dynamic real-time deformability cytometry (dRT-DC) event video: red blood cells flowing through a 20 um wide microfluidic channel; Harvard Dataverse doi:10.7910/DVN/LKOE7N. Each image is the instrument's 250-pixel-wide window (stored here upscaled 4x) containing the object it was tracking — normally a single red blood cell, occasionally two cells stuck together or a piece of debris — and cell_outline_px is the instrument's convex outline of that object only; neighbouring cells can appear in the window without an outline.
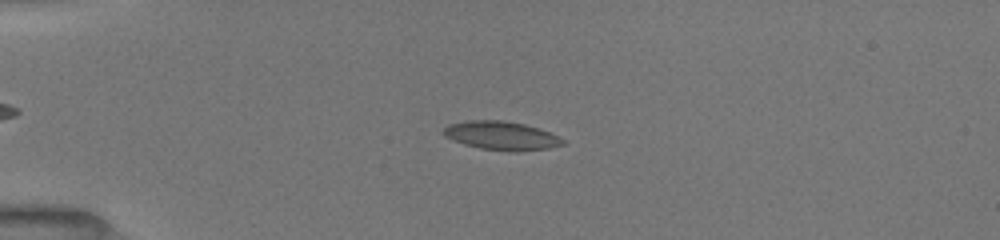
{"species": "common noctule bat (a hibernating species)", "species_latin": "Nyctalus noctula", "temperature_condition": "room temperature", "stored_images_in_passage": 51, "camera_frame_rate_fps": 3000, "um_per_image_px": 0.085, "animal": {"sex": "female", "body_mass_g": 19.5, "forearm_length_mm": 54.1}, "frame": {"image": 1, "passage_image": 13, "time_ms": 4.0, "image_size_px": [1000, 240], "cell_outline_px": [[564, 144], [548, 148], [516, 152], [512, 152], [480, 148], [464, 144], [444, 136], [444, 128], [448, 124], [468, 120], [500, 120], [524, 124], [548, 132], [564, 140]], "centroid_in_image_um": [42.59, 11.53], "position_along_channel_um": 42.4, "area_um2": 19.65}}
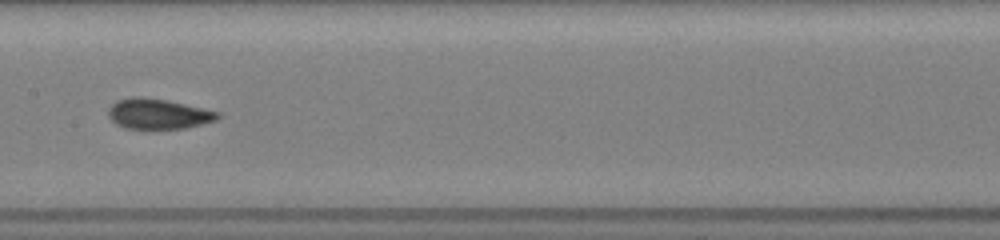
{"frame": {"image": 2, "passage_image": 27, "time_ms": 8.667, "image_size_px": [1000, 240], "cell_outline_px": [[220, 116], [216, 120], [184, 128], [148, 132], [124, 128], [116, 124], [108, 116], [108, 108], [112, 104], [120, 100], [136, 96], [164, 100], [184, 104], [220, 112]], "centroid_in_image_um": [13.41, 9.74], "position_along_channel_um": 194.0, "area_um2": 19.71}}
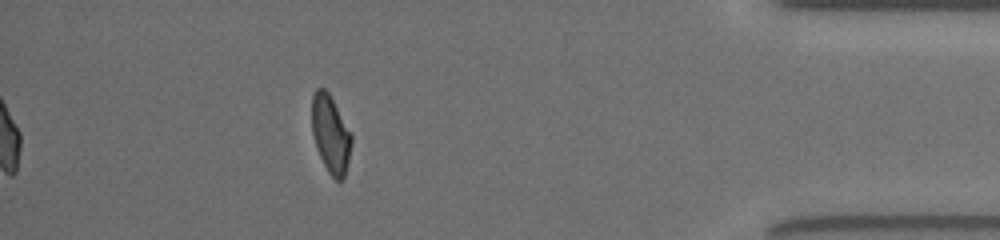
{"frame": {"image": 3, "passage_image": 46, "time_ms": 15.0, "image_size_px": [1000, 240], "cell_outline_px": [[352, 144], [344, 180], [336, 180], [328, 172], [316, 148], [312, 132], [312, 96], [316, 88], [324, 88], [328, 92], [352, 136]], "centroid_in_image_um": [28.09, 11.42], "position_along_channel_um": 407.1, "area_um2": 17.74}, "authors_computed_cell_mechanics": {"area_um2": 18.785, "velocity_mm_per_s": 4.0245, "shape_relaxation_time_tau1_ms": null, "shape_relaxation_time_tau2_ms": 2.286, "deformation_change_tau1": null, "deformation_change_tau2": 0.0608}}